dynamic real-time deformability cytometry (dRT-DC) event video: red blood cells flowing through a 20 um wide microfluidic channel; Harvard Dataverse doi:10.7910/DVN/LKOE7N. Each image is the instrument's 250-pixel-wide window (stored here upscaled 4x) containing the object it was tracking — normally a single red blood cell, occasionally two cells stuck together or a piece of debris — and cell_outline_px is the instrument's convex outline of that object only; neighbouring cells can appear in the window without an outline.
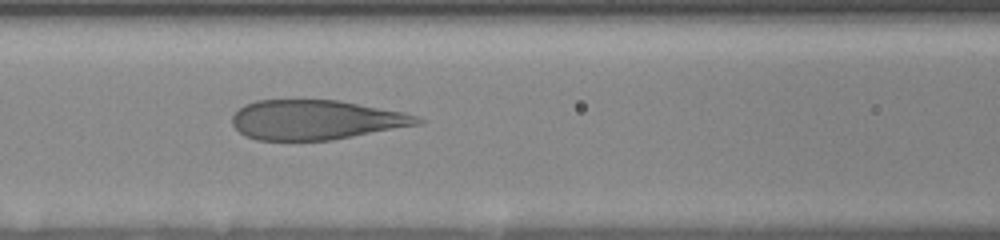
{"species": "human", "species_latin": "Homo sapiens", "temperature_condition": "room temperature", "stored_images_in_passage": 23, "camera_frame_rate_fps": 3000, "um_per_image_px": 0.085, "donor": {"sex": "female"}, "frame": {"image": 1, "passage_image": 18, "time_ms": 3.333, "image_size_px": [1000, 240], "cell_outline_px": [[424, 124], [332, 140], [256, 140], [244, 136], [232, 124], [232, 116], [244, 104], [256, 100], [340, 100], [404, 112], [416, 116], [424, 120]], "centroid_in_image_um": [26.88, 10.19], "position_along_channel_um": 139.7, "area_um2": 43.06}}
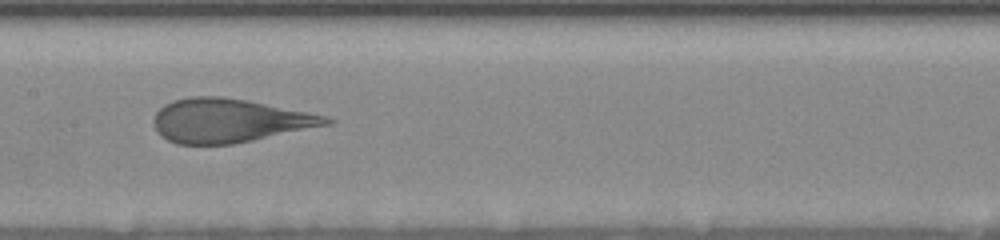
{"frame": {"image": 2, "passage_image": 22, "time_ms": 4.667, "image_size_px": [1000, 240], "cell_outline_px": [[336, 120], [332, 124], [232, 144], [176, 144], [160, 136], [152, 120], [156, 112], [164, 104], [172, 100], [188, 96], [220, 96], [248, 100], [328, 116]], "centroid_in_image_um": [19.47, 10.24], "position_along_channel_um": 187.9, "area_um2": 44.1}}